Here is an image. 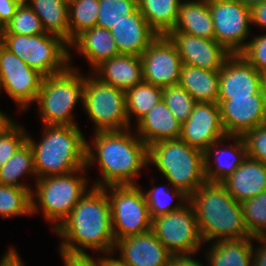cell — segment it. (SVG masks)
<instances>
[{
  "mask_svg": "<svg viewBox=\"0 0 266 266\" xmlns=\"http://www.w3.org/2000/svg\"><path fill=\"white\" fill-rule=\"evenodd\" d=\"M54 234L61 239L59 255H87V250L113 254L115 239L106 190L92 186Z\"/></svg>",
  "mask_w": 266,
  "mask_h": 266,
  "instance_id": "6da1fadb",
  "label": "cell"
},
{
  "mask_svg": "<svg viewBox=\"0 0 266 266\" xmlns=\"http://www.w3.org/2000/svg\"><path fill=\"white\" fill-rule=\"evenodd\" d=\"M92 138L86 141V169L96 165L101 175L92 186L137 185L141 170L148 167V146L133 127L96 131Z\"/></svg>",
  "mask_w": 266,
  "mask_h": 266,
  "instance_id": "7a4b0ae2",
  "label": "cell"
},
{
  "mask_svg": "<svg viewBox=\"0 0 266 266\" xmlns=\"http://www.w3.org/2000/svg\"><path fill=\"white\" fill-rule=\"evenodd\" d=\"M203 243L251 237L242 206L220 182L205 181L190 197Z\"/></svg>",
  "mask_w": 266,
  "mask_h": 266,
  "instance_id": "3957f363",
  "label": "cell"
},
{
  "mask_svg": "<svg viewBox=\"0 0 266 266\" xmlns=\"http://www.w3.org/2000/svg\"><path fill=\"white\" fill-rule=\"evenodd\" d=\"M42 137L27 142L34 154L37 179L86 168V138L78 125H42ZM35 140V141H34Z\"/></svg>",
  "mask_w": 266,
  "mask_h": 266,
  "instance_id": "277c9868",
  "label": "cell"
},
{
  "mask_svg": "<svg viewBox=\"0 0 266 266\" xmlns=\"http://www.w3.org/2000/svg\"><path fill=\"white\" fill-rule=\"evenodd\" d=\"M152 164L170 186L189 197L206 181L203 151L182 139L159 141L148 147V166Z\"/></svg>",
  "mask_w": 266,
  "mask_h": 266,
  "instance_id": "5b68a950",
  "label": "cell"
},
{
  "mask_svg": "<svg viewBox=\"0 0 266 266\" xmlns=\"http://www.w3.org/2000/svg\"><path fill=\"white\" fill-rule=\"evenodd\" d=\"M86 168L65 175H52L37 179L31 192L32 216L41 213L52 224L54 232L69 216L89 186Z\"/></svg>",
  "mask_w": 266,
  "mask_h": 266,
  "instance_id": "8992f818",
  "label": "cell"
},
{
  "mask_svg": "<svg viewBox=\"0 0 266 266\" xmlns=\"http://www.w3.org/2000/svg\"><path fill=\"white\" fill-rule=\"evenodd\" d=\"M63 72L44 76L35 101L42 125H77L74 109L83 104L84 74L71 64Z\"/></svg>",
  "mask_w": 266,
  "mask_h": 266,
  "instance_id": "52a82bcc",
  "label": "cell"
},
{
  "mask_svg": "<svg viewBox=\"0 0 266 266\" xmlns=\"http://www.w3.org/2000/svg\"><path fill=\"white\" fill-rule=\"evenodd\" d=\"M1 44L44 76L61 73L70 66L69 44L56 35L2 34Z\"/></svg>",
  "mask_w": 266,
  "mask_h": 266,
  "instance_id": "ba28073f",
  "label": "cell"
},
{
  "mask_svg": "<svg viewBox=\"0 0 266 266\" xmlns=\"http://www.w3.org/2000/svg\"><path fill=\"white\" fill-rule=\"evenodd\" d=\"M89 73H84L82 107L94 123V131L132 128L126 114L125 91L105 84Z\"/></svg>",
  "mask_w": 266,
  "mask_h": 266,
  "instance_id": "9c48e42d",
  "label": "cell"
},
{
  "mask_svg": "<svg viewBox=\"0 0 266 266\" xmlns=\"http://www.w3.org/2000/svg\"><path fill=\"white\" fill-rule=\"evenodd\" d=\"M103 188L110 203L115 241L151 230L152 219L140 185H110Z\"/></svg>",
  "mask_w": 266,
  "mask_h": 266,
  "instance_id": "30bf717a",
  "label": "cell"
},
{
  "mask_svg": "<svg viewBox=\"0 0 266 266\" xmlns=\"http://www.w3.org/2000/svg\"><path fill=\"white\" fill-rule=\"evenodd\" d=\"M151 230L172 255H197L206 245L190 202L178 210L153 217Z\"/></svg>",
  "mask_w": 266,
  "mask_h": 266,
  "instance_id": "8fae6325",
  "label": "cell"
},
{
  "mask_svg": "<svg viewBox=\"0 0 266 266\" xmlns=\"http://www.w3.org/2000/svg\"><path fill=\"white\" fill-rule=\"evenodd\" d=\"M208 4L214 39L231 54H240L246 48L252 32L250 8L237 0H208Z\"/></svg>",
  "mask_w": 266,
  "mask_h": 266,
  "instance_id": "7c38bea8",
  "label": "cell"
},
{
  "mask_svg": "<svg viewBox=\"0 0 266 266\" xmlns=\"http://www.w3.org/2000/svg\"><path fill=\"white\" fill-rule=\"evenodd\" d=\"M43 78V74L0 44V93L12 98L19 112L35 104Z\"/></svg>",
  "mask_w": 266,
  "mask_h": 266,
  "instance_id": "4fadbf2b",
  "label": "cell"
},
{
  "mask_svg": "<svg viewBox=\"0 0 266 266\" xmlns=\"http://www.w3.org/2000/svg\"><path fill=\"white\" fill-rule=\"evenodd\" d=\"M140 58L144 82L161 88L179 84L183 63L167 35H159Z\"/></svg>",
  "mask_w": 266,
  "mask_h": 266,
  "instance_id": "5bb4252c",
  "label": "cell"
},
{
  "mask_svg": "<svg viewBox=\"0 0 266 266\" xmlns=\"http://www.w3.org/2000/svg\"><path fill=\"white\" fill-rule=\"evenodd\" d=\"M221 123L227 135L242 136L266 123V96L263 91L251 97L218 99Z\"/></svg>",
  "mask_w": 266,
  "mask_h": 266,
  "instance_id": "9a60e30c",
  "label": "cell"
},
{
  "mask_svg": "<svg viewBox=\"0 0 266 266\" xmlns=\"http://www.w3.org/2000/svg\"><path fill=\"white\" fill-rule=\"evenodd\" d=\"M218 103L196 102L191 115L181 124L182 139L189 146L205 151L226 136Z\"/></svg>",
  "mask_w": 266,
  "mask_h": 266,
  "instance_id": "2e32d148",
  "label": "cell"
},
{
  "mask_svg": "<svg viewBox=\"0 0 266 266\" xmlns=\"http://www.w3.org/2000/svg\"><path fill=\"white\" fill-rule=\"evenodd\" d=\"M175 44L182 63L208 70H220L232 55L215 39L197 37L184 32L167 35Z\"/></svg>",
  "mask_w": 266,
  "mask_h": 266,
  "instance_id": "e0dca14e",
  "label": "cell"
},
{
  "mask_svg": "<svg viewBox=\"0 0 266 266\" xmlns=\"http://www.w3.org/2000/svg\"><path fill=\"white\" fill-rule=\"evenodd\" d=\"M114 253L125 266H167L172 256L152 230L115 241Z\"/></svg>",
  "mask_w": 266,
  "mask_h": 266,
  "instance_id": "ac0fdd59",
  "label": "cell"
},
{
  "mask_svg": "<svg viewBox=\"0 0 266 266\" xmlns=\"http://www.w3.org/2000/svg\"><path fill=\"white\" fill-rule=\"evenodd\" d=\"M246 158L247 151L242 136L226 135L224 138L215 141L203 152L206 181L221 183Z\"/></svg>",
  "mask_w": 266,
  "mask_h": 266,
  "instance_id": "d6986e66",
  "label": "cell"
},
{
  "mask_svg": "<svg viewBox=\"0 0 266 266\" xmlns=\"http://www.w3.org/2000/svg\"><path fill=\"white\" fill-rule=\"evenodd\" d=\"M261 91V73L241 54H232L219 71V99L251 97Z\"/></svg>",
  "mask_w": 266,
  "mask_h": 266,
  "instance_id": "ffe728a7",
  "label": "cell"
},
{
  "mask_svg": "<svg viewBox=\"0 0 266 266\" xmlns=\"http://www.w3.org/2000/svg\"><path fill=\"white\" fill-rule=\"evenodd\" d=\"M120 54L141 56L159 36L145 20L139 9L119 20L109 29Z\"/></svg>",
  "mask_w": 266,
  "mask_h": 266,
  "instance_id": "44dd1931",
  "label": "cell"
},
{
  "mask_svg": "<svg viewBox=\"0 0 266 266\" xmlns=\"http://www.w3.org/2000/svg\"><path fill=\"white\" fill-rule=\"evenodd\" d=\"M221 183L237 202L252 199L266 190V164L247 156Z\"/></svg>",
  "mask_w": 266,
  "mask_h": 266,
  "instance_id": "7402d4cb",
  "label": "cell"
},
{
  "mask_svg": "<svg viewBox=\"0 0 266 266\" xmlns=\"http://www.w3.org/2000/svg\"><path fill=\"white\" fill-rule=\"evenodd\" d=\"M101 82L126 91L143 82L140 56L118 54L103 61L91 72Z\"/></svg>",
  "mask_w": 266,
  "mask_h": 266,
  "instance_id": "603a6c76",
  "label": "cell"
},
{
  "mask_svg": "<svg viewBox=\"0 0 266 266\" xmlns=\"http://www.w3.org/2000/svg\"><path fill=\"white\" fill-rule=\"evenodd\" d=\"M134 127L137 136L148 147L159 141L178 139L181 135V123L163 100L143 116Z\"/></svg>",
  "mask_w": 266,
  "mask_h": 266,
  "instance_id": "cb8c5ba5",
  "label": "cell"
},
{
  "mask_svg": "<svg viewBox=\"0 0 266 266\" xmlns=\"http://www.w3.org/2000/svg\"><path fill=\"white\" fill-rule=\"evenodd\" d=\"M69 48L85 57L91 66V72L103 61L120 54L110 30L98 26L80 33Z\"/></svg>",
  "mask_w": 266,
  "mask_h": 266,
  "instance_id": "d4e9b609",
  "label": "cell"
},
{
  "mask_svg": "<svg viewBox=\"0 0 266 266\" xmlns=\"http://www.w3.org/2000/svg\"><path fill=\"white\" fill-rule=\"evenodd\" d=\"M171 32H184L197 37L214 39V27L208 0H183L176 24Z\"/></svg>",
  "mask_w": 266,
  "mask_h": 266,
  "instance_id": "484cf974",
  "label": "cell"
},
{
  "mask_svg": "<svg viewBox=\"0 0 266 266\" xmlns=\"http://www.w3.org/2000/svg\"><path fill=\"white\" fill-rule=\"evenodd\" d=\"M219 71L182 65L179 85L182 86L196 102L218 103Z\"/></svg>",
  "mask_w": 266,
  "mask_h": 266,
  "instance_id": "4316f807",
  "label": "cell"
},
{
  "mask_svg": "<svg viewBox=\"0 0 266 266\" xmlns=\"http://www.w3.org/2000/svg\"><path fill=\"white\" fill-rule=\"evenodd\" d=\"M242 239L219 240L209 243L205 251L206 266H252V240Z\"/></svg>",
  "mask_w": 266,
  "mask_h": 266,
  "instance_id": "83f0119b",
  "label": "cell"
},
{
  "mask_svg": "<svg viewBox=\"0 0 266 266\" xmlns=\"http://www.w3.org/2000/svg\"><path fill=\"white\" fill-rule=\"evenodd\" d=\"M47 34L56 35L69 44L68 0H29Z\"/></svg>",
  "mask_w": 266,
  "mask_h": 266,
  "instance_id": "f1b7e54d",
  "label": "cell"
},
{
  "mask_svg": "<svg viewBox=\"0 0 266 266\" xmlns=\"http://www.w3.org/2000/svg\"><path fill=\"white\" fill-rule=\"evenodd\" d=\"M182 0H137L138 9L158 35H168L174 28Z\"/></svg>",
  "mask_w": 266,
  "mask_h": 266,
  "instance_id": "f546056e",
  "label": "cell"
},
{
  "mask_svg": "<svg viewBox=\"0 0 266 266\" xmlns=\"http://www.w3.org/2000/svg\"><path fill=\"white\" fill-rule=\"evenodd\" d=\"M34 176L37 180V174L34 167V154L31 146L26 141L16 153L0 168V184L26 188L32 192V185L24 183V176ZM20 180V181H19Z\"/></svg>",
  "mask_w": 266,
  "mask_h": 266,
  "instance_id": "4dcf8cb0",
  "label": "cell"
},
{
  "mask_svg": "<svg viewBox=\"0 0 266 266\" xmlns=\"http://www.w3.org/2000/svg\"><path fill=\"white\" fill-rule=\"evenodd\" d=\"M163 88L142 82L125 91L126 114L129 125L134 127L157 103L162 100ZM134 116V117H133ZM136 122L132 124V119ZM133 125V126H132Z\"/></svg>",
  "mask_w": 266,
  "mask_h": 266,
  "instance_id": "1f68e13d",
  "label": "cell"
},
{
  "mask_svg": "<svg viewBox=\"0 0 266 266\" xmlns=\"http://www.w3.org/2000/svg\"><path fill=\"white\" fill-rule=\"evenodd\" d=\"M152 186L148 191L143 189L151 219L178 210L189 202V196L173 186Z\"/></svg>",
  "mask_w": 266,
  "mask_h": 266,
  "instance_id": "d6a6232c",
  "label": "cell"
},
{
  "mask_svg": "<svg viewBox=\"0 0 266 266\" xmlns=\"http://www.w3.org/2000/svg\"><path fill=\"white\" fill-rule=\"evenodd\" d=\"M99 0H68L69 45L84 30L96 26Z\"/></svg>",
  "mask_w": 266,
  "mask_h": 266,
  "instance_id": "836d02e7",
  "label": "cell"
},
{
  "mask_svg": "<svg viewBox=\"0 0 266 266\" xmlns=\"http://www.w3.org/2000/svg\"><path fill=\"white\" fill-rule=\"evenodd\" d=\"M32 216L31 191L0 184V216L2 219L16 216Z\"/></svg>",
  "mask_w": 266,
  "mask_h": 266,
  "instance_id": "e575fe53",
  "label": "cell"
},
{
  "mask_svg": "<svg viewBox=\"0 0 266 266\" xmlns=\"http://www.w3.org/2000/svg\"><path fill=\"white\" fill-rule=\"evenodd\" d=\"M245 225L251 237L266 238V190L241 203Z\"/></svg>",
  "mask_w": 266,
  "mask_h": 266,
  "instance_id": "d590c367",
  "label": "cell"
},
{
  "mask_svg": "<svg viewBox=\"0 0 266 266\" xmlns=\"http://www.w3.org/2000/svg\"><path fill=\"white\" fill-rule=\"evenodd\" d=\"M2 34H46L41 20L28 4H20L11 21L2 29Z\"/></svg>",
  "mask_w": 266,
  "mask_h": 266,
  "instance_id": "8d00e7d4",
  "label": "cell"
},
{
  "mask_svg": "<svg viewBox=\"0 0 266 266\" xmlns=\"http://www.w3.org/2000/svg\"><path fill=\"white\" fill-rule=\"evenodd\" d=\"M137 9V0H99L96 26L109 30L119 20L133 14Z\"/></svg>",
  "mask_w": 266,
  "mask_h": 266,
  "instance_id": "74e56055",
  "label": "cell"
},
{
  "mask_svg": "<svg viewBox=\"0 0 266 266\" xmlns=\"http://www.w3.org/2000/svg\"><path fill=\"white\" fill-rule=\"evenodd\" d=\"M162 100L181 124L187 121L196 103L179 84L163 88Z\"/></svg>",
  "mask_w": 266,
  "mask_h": 266,
  "instance_id": "f35d334b",
  "label": "cell"
},
{
  "mask_svg": "<svg viewBox=\"0 0 266 266\" xmlns=\"http://www.w3.org/2000/svg\"><path fill=\"white\" fill-rule=\"evenodd\" d=\"M27 141V131L15 119L0 133V168Z\"/></svg>",
  "mask_w": 266,
  "mask_h": 266,
  "instance_id": "ab89813d",
  "label": "cell"
},
{
  "mask_svg": "<svg viewBox=\"0 0 266 266\" xmlns=\"http://www.w3.org/2000/svg\"><path fill=\"white\" fill-rule=\"evenodd\" d=\"M247 156L266 164V123L242 135Z\"/></svg>",
  "mask_w": 266,
  "mask_h": 266,
  "instance_id": "60d3db41",
  "label": "cell"
},
{
  "mask_svg": "<svg viewBox=\"0 0 266 266\" xmlns=\"http://www.w3.org/2000/svg\"><path fill=\"white\" fill-rule=\"evenodd\" d=\"M258 72H266V33L253 35L240 53Z\"/></svg>",
  "mask_w": 266,
  "mask_h": 266,
  "instance_id": "b9f144b4",
  "label": "cell"
},
{
  "mask_svg": "<svg viewBox=\"0 0 266 266\" xmlns=\"http://www.w3.org/2000/svg\"><path fill=\"white\" fill-rule=\"evenodd\" d=\"M60 255L62 257L64 266H103V255ZM95 258V259H94Z\"/></svg>",
  "mask_w": 266,
  "mask_h": 266,
  "instance_id": "7bdbcfd3",
  "label": "cell"
},
{
  "mask_svg": "<svg viewBox=\"0 0 266 266\" xmlns=\"http://www.w3.org/2000/svg\"><path fill=\"white\" fill-rule=\"evenodd\" d=\"M19 5L15 0H0V27L2 29L11 21Z\"/></svg>",
  "mask_w": 266,
  "mask_h": 266,
  "instance_id": "ee69618b",
  "label": "cell"
},
{
  "mask_svg": "<svg viewBox=\"0 0 266 266\" xmlns=\"http://www.w3.org/2000/svg\"><path fill=\"white\" fill-rule=\"evenodd\" d=\"M256 241L259 245L255 247ZM252 266H266V238L252 240Z\"/></svg>",
  "mask_w": 266,
  "mask_h": 266,
  "instance_id": "f6af8a7d",
  "label": "cell"
},
{
  "mask_svg": "<svg viewBox=\"0 0 266 266\" xmlns=\"http://www.w3.org/2000/svg\"><path fill=\"white\" fill-rule=\"evenodd\" d=\"M250 12L252 25L266 30V1L252 6Z\"/></svg>",
  "mask_w": 266,
  "mask_h": 266,
  "instance_id": "bcb514c9",
  "label": "cell"
},
{
  "mask_svg": "<svg viewBox=\"0 0 266 266\" xmlns=\"http://www.w3.org/2000/svg\"><path fill=\"white\" fill-rule=\"evenodd\" d=\"M196 254L190 255H172L167 263V266H205L202 261L197 260Z\"/></svg>",
  "mask_w": 266,
  "mask_h": 266,
  "instance_id": "7dc6e473",
  "label": "cell"
},
{
  "mask_svg": "<svg viewBox=\"0 0 266 266\" xmlns=\"http://www.w3.org/2000/svg\"><path fill=\"white\" fill-rule=\"evenodd\" d=\"M0 266H26L14 247H9L0 258Z\"/></svg>",
  "mask_w": 266,
  "mask_h": 266,
  "instance_id": "c3c4849f",
  "label": "cell"
},
{
  "mask_svg": "<svg viewBox=\"0 0 266 266\" xmlns=\"http://www.w3.org/2000/svg\"><path fill=\"white\" fill-rule=\"evenodd\" d=\"M103 256V266H125L117 258H115L114 254Z\"/></svg>",
  "mask_w": 266,
  "mask_h": 266,
  "instance_id": "681fc988",
  "label": "cell"
},
{
  "mask_svg": "<svg viewBox=\"0 0 266 266\" xmlns=\"http://www.w3.org/2000/svg\"><path fill=\"white\" fill-rule=\"evenodd\" d=\"M14 119L0 110V133L6 128Z\"/></svg>",
  "mask_w": 266,
  "mask_h": 266,
  "instance_id": "f907efd6",
  "label": "cell"
},
{
  "mask_svg": "<svg viewBox=\"0 0 266 266\" xmlns=\"http://www.w3.org/2000/svg\"><path fill=\"white\" fill-rule=\"evenodd\" d=\"M237 1H239L244 6L251 8L252 6L259 4V3H263L266 0H237Z\"/></svg>",
  "mask_w": 266,
  "mask_h": 266,
  "instance_id": "816d5d0a",
  "label": "cell"
},
{
  "mask_svg": "<svg viewBox=\"0 0 266 266\" xmlns=\"http://www.w3.org/2000/svg\"><path fill=\"white\" fill-rule=\"evenodd\" d=\"M261 84H262V91L266 96V72L261 73Z\"/></svg>",
  "mask_w": 266,
  "mask_h": 266,
  "instance_id": "f5cc1de1",
  "label": "cell"
},
{
  "mask_svg": "<svg viewBox=\"0 0 266 266\" xmlns=\"http://www.w3.org/2000/svg\"><path fill=\"white\" fill-rule=\"evenodd\" d=\"M16 2H18L19 4H27L29 2V0H15Z\"/></svg>",
  "mask_w": 266,
  "mask_h": 266,
  "instance_id": "db71d44e",
  "label": "cell"
},
{
  "mask_svg": "<svg viewBox=\"0 0 266 266\" xmlns=\"http://www.w3.org/2000/svg\"><path fill=\"white\" fill-rule=\"evenodd\" d=\"M1 40H2V28L0 27V44H1Z\"/></svg>",
  "mask_w": 266,
  "mask_h": 266,
  "instance_id": "11a10c76",
  "label": "cell"
}]
</instances>
